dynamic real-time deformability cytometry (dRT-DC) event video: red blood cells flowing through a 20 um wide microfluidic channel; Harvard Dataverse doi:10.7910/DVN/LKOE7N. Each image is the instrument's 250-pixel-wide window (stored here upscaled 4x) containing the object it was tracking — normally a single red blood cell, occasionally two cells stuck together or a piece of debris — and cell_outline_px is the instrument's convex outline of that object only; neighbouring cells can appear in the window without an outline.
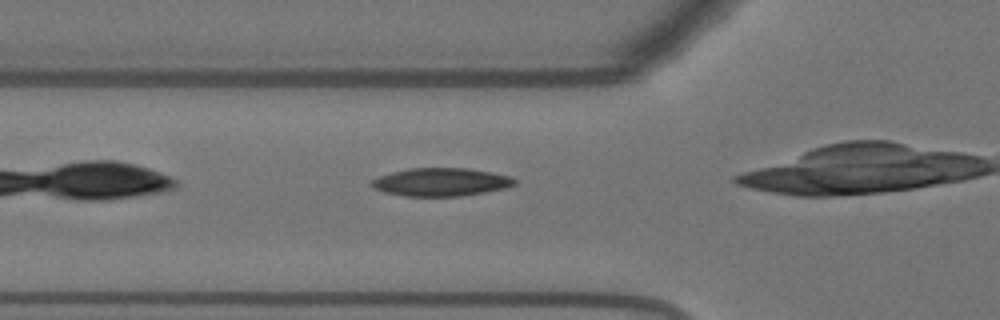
{"species": "Egyptian fruit bat (a non-hibernating species)", "species_latin": "Rousettus aegyptiacus", "temperature_condition": "warm", "stored_images_in_passage": 29, "camera_frame_rate_fps": 3000, "um_per_image_px": 0.085, "animal": {"sex": "female"}, "frame": {"image": 1, "passage_image": 4, "time_ms": 1.0, "image_size_px": [1000, 320], "cell_outline_px": [[516, 184], [508, 188], [460, 196], [404, 196], [384, 192], [368, 184], [372, 180], [380, 176], [392, 172], [408, 168], [468, 168], [512, 176], [516, 180]], "centroid_in_image_um": [37.51, 15.47], "position_along_channel_um": 88.3, "area_um2": 23.47}}
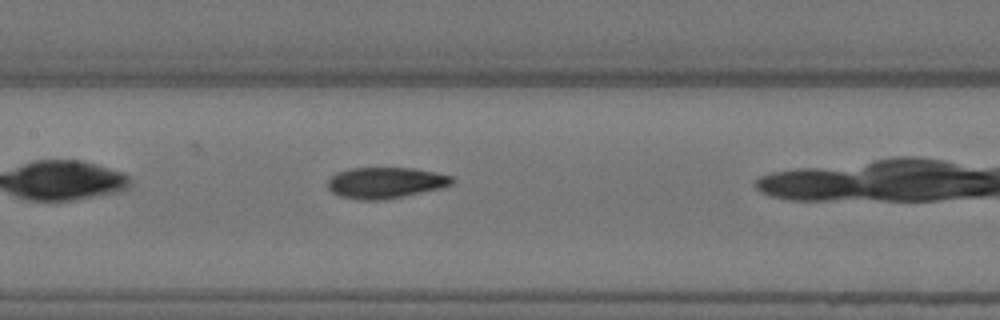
{"frame": {"image": 2, "passage_image": 11, "time_ms": 3.333, "image_size_px": [1000, 320], "cell_outline_px": [[456, 180], [452, 184], [440, 188], [384, 200], [356, 200], [340, 196], [332, 192], [328, 188], [328, 180], [336, 172], [352, 168], [412, 168], [452, 176]], "centroid_in_image_um": [32.74, 15.54], "position_along_channel_um": 174.7, "area_um2": 22.43}}
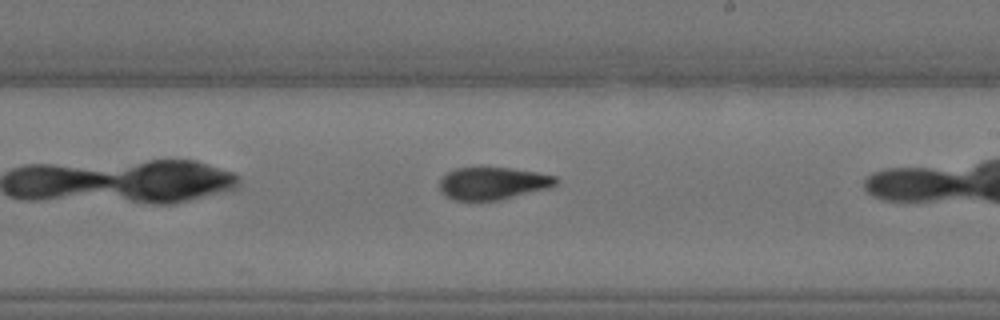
{"frame": {"image": 3, "passage_image": 17, "time_ms": 5.333, "image_size_px": [1000, 320], "cell_outline_px": [[560, 180], [552, 188], [500, 200], [452, 200], [440, 192], [440, 180], [448, 172], [456, 168], [476, 164], [508, 168], [536, 172], [556, 176]], "centroid_in_image_um": [41.9, 15.55], "position_along_channel_um": 247.1, "area_um2": 22.83}}